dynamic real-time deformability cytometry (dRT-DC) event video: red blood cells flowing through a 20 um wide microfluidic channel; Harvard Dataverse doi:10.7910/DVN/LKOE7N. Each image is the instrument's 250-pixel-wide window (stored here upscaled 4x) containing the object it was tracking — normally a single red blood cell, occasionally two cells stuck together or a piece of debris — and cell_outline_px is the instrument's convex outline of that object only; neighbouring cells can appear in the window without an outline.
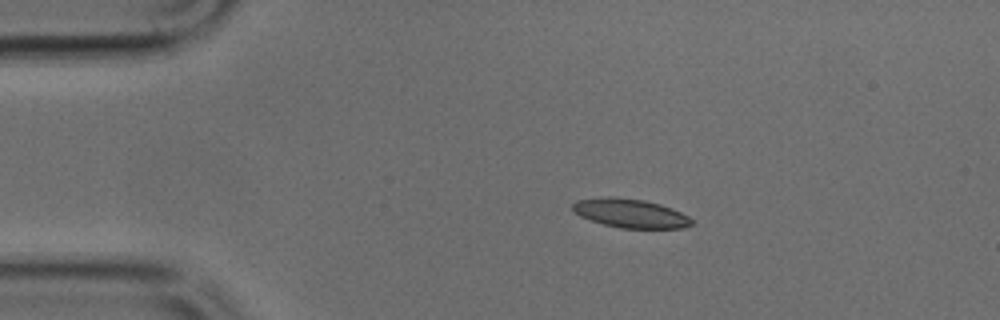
{"species": "common noctule bat (a hibernating species)", "species_latin": "Nyctalus noctula", "temperature_condition": "cold", "stored_images_in_passage": 41, "camera_frame_rate_fps": 3000, "um_per_image_px": 0.085, "animal": {"sex": "male", "body_mass_g": 17.9, "forearm_length_mm": 54.2}, "frame": {"image": 1, "passage_image": 1, "time_ms": 0.0, "image_size_px": [1000, 320], "cell_outline_px": [[692, 224], [684, 228], [620, 228], [604, 224], [580, 216], [572, 208], [572, 204], [576, 200], [608, 196], [644, 200], [660, 204], [672, 208], [688, 216], [692, 220]], "centroid_in_image_um": [53.59, 18.12], "position_along_channel_um": 31.4, "area_um2": 19.88}}
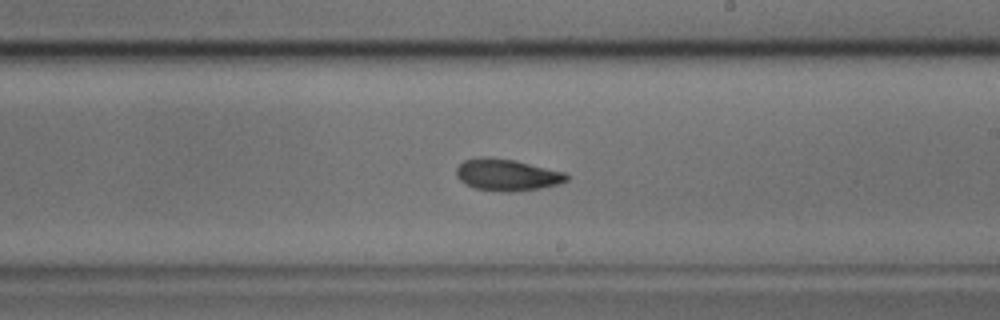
{"frame": {"image": 2, "passage_image": 20, "time_ms": 6.333, "image_size_px": [1000, 320], "cell_outline_px": [[568, 180], [556, 184], [540, 188], [508, 192], [504, 192], [476, 188], [460, 180], [456, 176], [456, 168], [464, 160], [484, 156], [516, 160], [564, 172], [568, 176]], "centroid_in_image_um": [43.08, 14.85], "position_along_channel_um": 245.9, "area_um2": 20.17}}
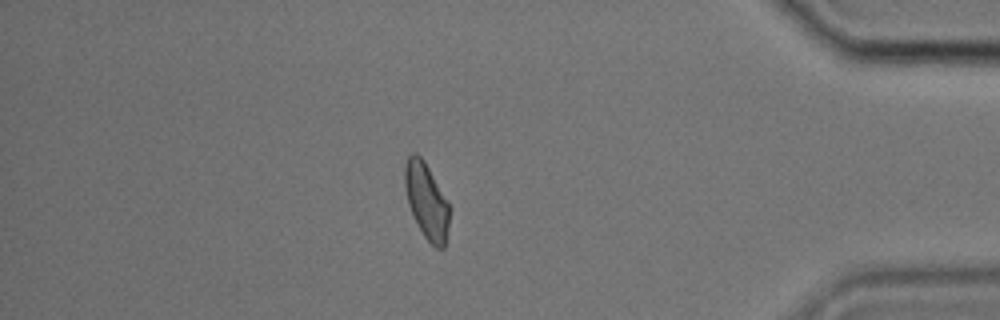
{"frame": {"image": 3, "passage_image": 34, "time_ms": 11.0, "image_size_px": [1000, 320], "cell_outline_px": [[448, 228], [444, 248], [436, 248], [424, 236], [408, 204], [404, 184], [404, 164], [408, 156], [412, 152], [416, 152], [424, 160], [448, 204]], "centroid_in_image_um": [36.22, 17.04], "position_along_channel_um": 399.0, "area_um2": 19.19}}